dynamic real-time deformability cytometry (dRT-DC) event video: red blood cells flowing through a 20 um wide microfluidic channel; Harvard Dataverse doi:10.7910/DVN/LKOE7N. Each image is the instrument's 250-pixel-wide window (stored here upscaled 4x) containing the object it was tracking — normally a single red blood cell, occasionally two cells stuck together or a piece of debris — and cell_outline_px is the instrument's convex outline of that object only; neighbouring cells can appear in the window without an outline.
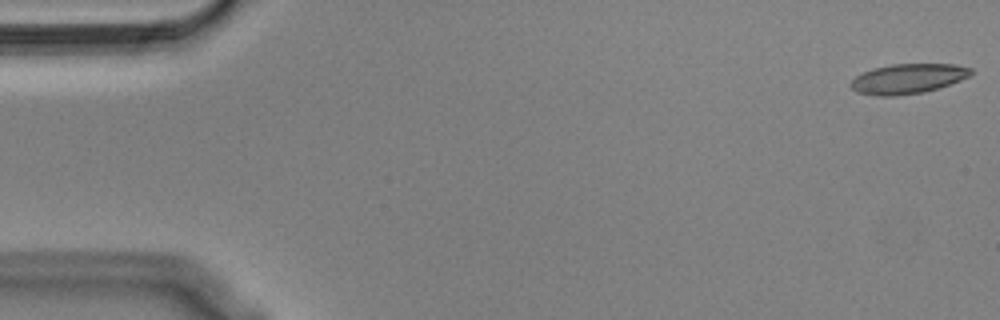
{"species": "Egyptian fruit bat (a non-hibernating species)", "species_latin": "Rousettus aegyptiacus", "temperature_condition": "cold", "stored_images_in_passage": 50, "camera_frame_rate_fps": 3000, "um_per_image_px": 0.085, "animal": {"sex": "male"}, "frame": {"image": 1, "passage_image": 1, "time_ms": 0.0, "image_size_px": [1000, 320], "cell_outline_px": [[972, 72], [968, 76], [960, 80], [924, 92], [892, 96], [880, 96], [856, 92], [852, 88], [852, 80], [856, 76], [864, 72], [876, 68], [892, 64], [956, 64], [972, 68]], "centroid_in_image_um": [77.18, 6.68], "position_along_channel_um": 7.8, "area_um2": 20.52}}
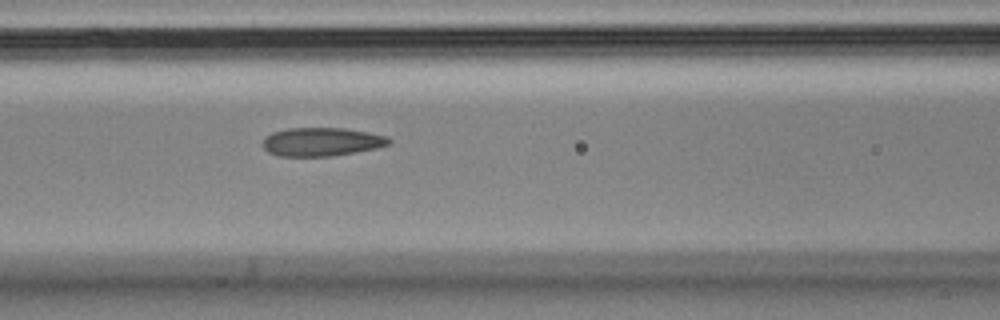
{"frame": {"image": 2, "passage_image": 23, "time_ms": 7.333, "image_size_px": [1000, 320], "cell_outline_px": [[392, 140], [388, 144], [376, 148], [356, 152], [332, 156], [280, 156], [268, 152], [264, 148], [264, 136], [272, 132], [288, 128], [344, 128], [368, 132], [388, 136]], "centroid_in_image_um": [27.34, 12.05], "position_along_channel_um": 139.3, "area_um2": 20.98}}
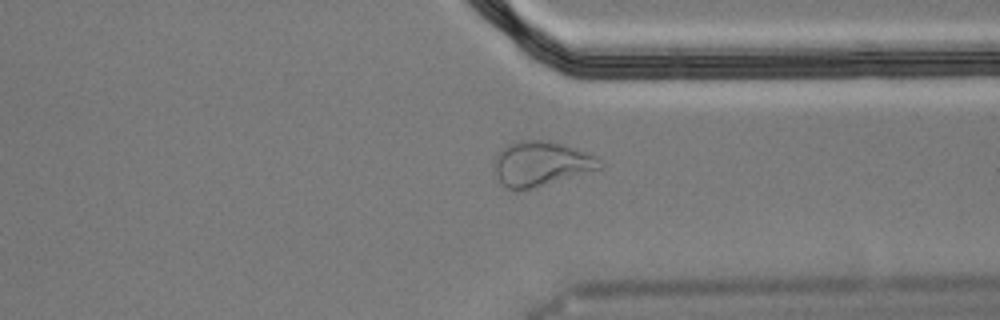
{"frame": {"image": 3, "passage_image": 42, "time_ms": 13.667, "image_size_px": [1000, 320], "cell_outline_px": [[604, 168], [516, 192], [508, 188], [496, 176], [492, 164], [496, 156], [508, 144], [520, 140], [548, 140], [596, 156], [604, 164]], "centroid_in_image_um": [45.97, 13.92], "position_along_channel_um": 365.4, "area_um2": 27.28}}